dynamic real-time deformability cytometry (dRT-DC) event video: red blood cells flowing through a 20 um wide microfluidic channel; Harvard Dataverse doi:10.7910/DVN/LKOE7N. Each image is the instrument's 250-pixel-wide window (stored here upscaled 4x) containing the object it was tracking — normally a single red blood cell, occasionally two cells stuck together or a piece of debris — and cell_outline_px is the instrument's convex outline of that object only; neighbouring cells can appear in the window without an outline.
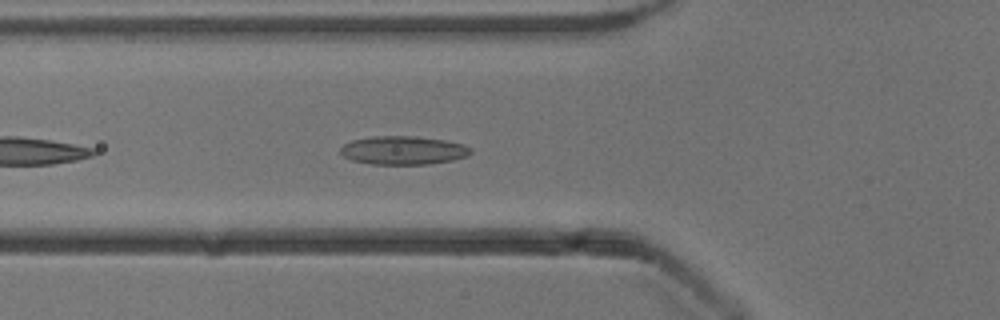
{"species": "common noctule bat (a hibernating species)", "species_latin": "Nyctalus noctula", "temperature_condition": "cold", "stored_images_in_passage": 15, "camera_frame_rate_fps": 3000, "um_per_image_px": 0.085, "animal": {"sex": "male", "body_mass_g": 13.3}, "frame": {"image": 1, "passage_image": 5, "time_ms": 1.333, "image_size_px": [1000, 320], "cell_outline_px": [[472, 152], [468, 156], [452, 160], [428, 164], [372, 164], [352, 160], [344, 156], [340, 152], [340, 148], [344, 144], [352, 140], [372, 136], [416, 136], [444, 140], [464, 144], [472, 148]], "centroid_in_image_um": [34.29, 12.77], "position_along_channel_um": 91.5, "area_um2": 21.68}}
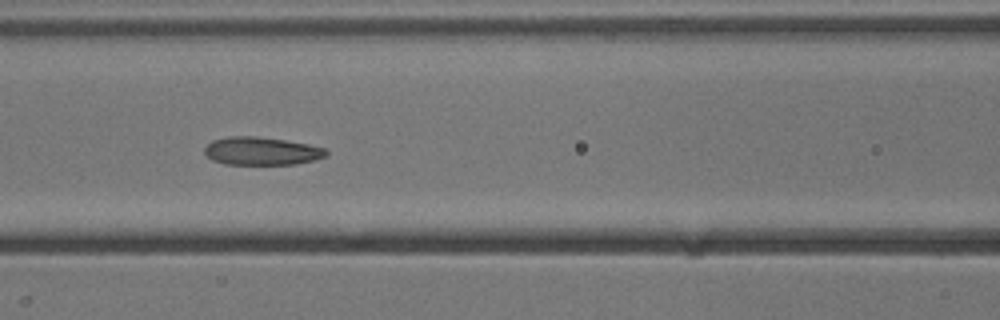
{"frame": {"image": 2, "passage_image": 9, "time_ms": 2.667, "image_size_px": [1000, 320], "cell_outline_px": [[328, 156], [316, 160], [296, 164], [224, 164], [212, 160], [204, 152], [204, 148], [212, 140], [228, 136], [256, 136], [284, 140], [308, 144], [324, 148], [328, 152]], "centroid_in_image_um": [22.24, 12.84], "position_along_channel_um": 144.4, "area_um2": 19.94}}